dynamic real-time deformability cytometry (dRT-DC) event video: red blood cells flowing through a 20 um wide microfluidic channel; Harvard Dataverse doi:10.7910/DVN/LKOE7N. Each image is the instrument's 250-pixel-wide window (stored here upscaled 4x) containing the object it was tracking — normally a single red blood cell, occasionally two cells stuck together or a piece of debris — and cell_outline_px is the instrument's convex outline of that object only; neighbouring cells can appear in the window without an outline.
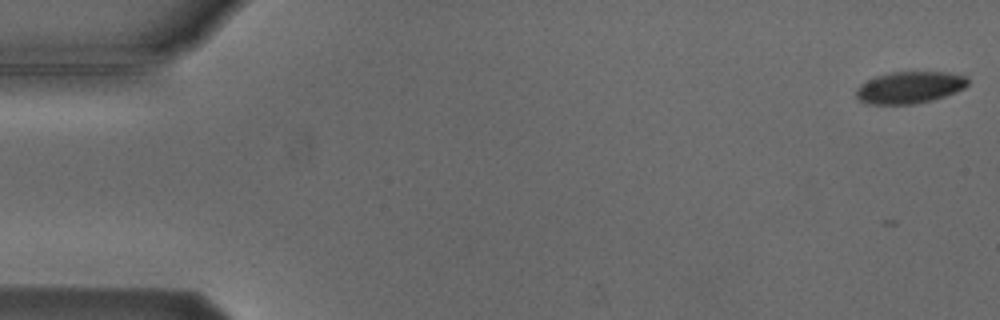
{"species": "Egyptian fruit bat (a non-hibernating species)", "species_latin": "Rousettus aegyptiacus", "temperature_condition": "cold", "stored_images_in_passage": 5, "camera_frame_rate_fps": 3000, "um_per_image_px": 0.085, "animal": {"sex": "male"}, "frame": {"image": 1, "passage_image": 1, "time_ms": 0.0, "image_size_px": [1000, 320], "cell_outline_px": [[968, 84], [964, 88], [956, 92], [932, 100], [912, 104], [868, 104], [860, 100], [856, 96], [856, 88], [860, 84], [876, 76], [888, 72], [948, 72], [964, 76], [968, 80]], "centroid_in_image_um": [77.3, 7.43], "position_along_channel_um": 7.7, "area_um2": 20.69}}
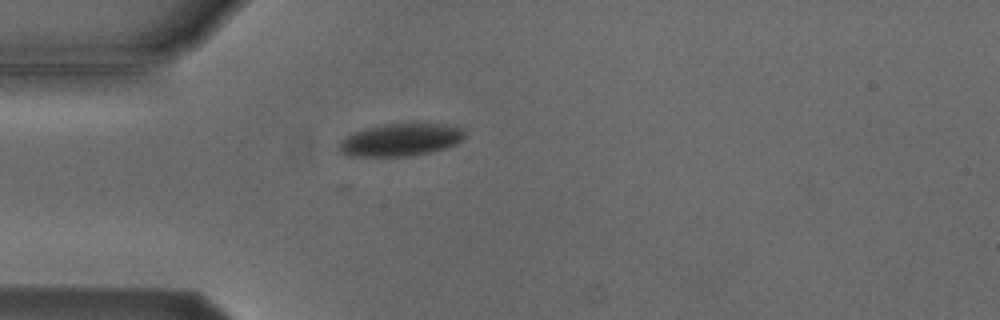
{"frame": {"image": 2, "passage_image": 5, "time_ms": 4.667, "image_size_px": [1000, 320], "cell_outline_px": [[464, 136], [456, 144], [432, 152], [412, 156], [344, 156], [340, 152], [340, 140], [364, 128], [384, 124], [416, 120], [448, 124], [464, 128]], "centroid_in_image_um": [34.11, 11.83], "position_along_channel_um": 50.9, "area_um2": 24.68}}